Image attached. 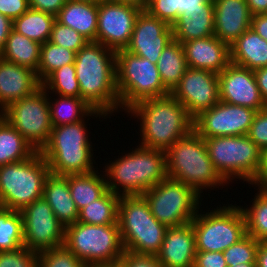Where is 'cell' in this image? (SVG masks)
I'll return each instance as SVG.
<instances>
[{
  "instance_id": "1",
  "label": "cell",
  "mask_w": 267,
  "mask_h": 267,
  "mask_svg": "<svg viewBox=\"0 0 267 267\" xmlns=\"http://www.w3.org/2000/svg\"><path fill=\"white\" fill-rule=\"evenodd\" d=\"M74 65L81 98L109 119L120 113L116 52L98 42H88L76 53Z\"/></svg>"
},
{
  "instance_id": "18",
  "label": "cell",
  "mask_w": 267,
  "mask_h": 267,
  "mask_svg": "<svg viewBox=\"0 0 267 267\" xmlns=\"http://www.w3.org/2000/svg\"><path fill=\"white\" fill-rule=\"evenodd\" d=\"M173 40V28L142 10L135 22L126 51L157 64L162 50Z\"/></svg>"
},
{
  "instance_id": "52",
  "label": "cell",
  "mask_w": 267,
  "mask_h": 267,
  "mask_svg": "<svg viewBox=\"0 0 267 267\" xmlns=\"http://www.w3.org/2000/svg\"><path fill=\"white\" fill-rule=\"evenodd\" d=\"M13 29V20L0 13V51L4 48L9 33Z\"/></svg>"
},
{
  "instance_id": "14",
  "label": "cell",
  "mask_w": 267,
  "mask_h": 267,
  "mask_svg": "<svg viewBox=\"0 0 267 267\" xmlns=\"http://www.w3.org/2000/svg\"><path fill=\"white\" fill-rule=\"evenodd\" d=\"M20 212L26 248L40 252L64 245L65 228L43 197L27 205Z\"/></svg>"
},
{
  "instance_id": "44",
  "label": "cell",
  "mask_w": 267,
  "mask_h": 267,
  "mask_svg": "<svg viewBox=\"0 0 267 267\" xmlns=\"http://www.w3.org/2000/svg\"><path fill=\"white\" fill-rule=\"evenodd\" d=\"M247 136L261 150L267 147V107L257 111Z\"/></svg>"
},
{
  "instance_id": "48",
  "label": "cell",
  "mask_w": 267,
  "mask_h": 267,
  "mask_svg": "<svg viewBox=\"0 0 267 267\" xmlns=\"http://www.w3.org/2000/svg\"><path fill=\"white\" fill-rule=\"evenodd\" d=\"M67 0H29V8L56 16Z\"/></svg>"
},
{
  "instance_id": "28",
  "label": "cell",
  "mask_w": 267,
  "mask_h": 267,
  "mask_svg": "<svg viewBox=\"0 0 267 267\" xmlns=\"http://www.w3.org/2000/svg\"><path fill=\"white\" fill-rule=\"evenodd\" d=\"M41 44L21 35L14 29L9 33L0 57L14 64L29 67L37 72Z\"/></svg>"
},
{
  "instance_id": "4",
  "label": "cell",
  "mask_w": 267,
  "mask_h": 267,
  "mask_svg": "<svg viewBox=\"0 0 267 267\" xmlns=\"http://www.w3.org/2000/svg\"><path fill=\"white\" fill-rule=\"evenodd\" d=\"M108 161L102 171L107 189L119 196L142 195L168 177L166 154L161 150L137 145L114 161Z\"/></svg>"
},
{
  "instance_id": "21",
  "label": "cell",
  "mask_w": 267,
  "mask_h": 267,
  "mask_svg": "<svg viewBox=\"0 0 267 267\" xmlns=\"http://www.w3.org/2000/svg\"><path fill=\"white\" fill-rule=\"evenodd\" d=\"M183 46L187 65L219 74L230 62V46L215 35L193 39Z\"/></svg>"
},
{
  "instance_id": "5",
  "label": "cell",
  "mask_w": 267,
  "mask_h": 267,
  "mask_svg": "<svg viewBox=\"0 0 267 267\" xmlns=\"http://www.w3.org/2000/svg\"><path fill=\"white\" fill-rule=\"evenodd\" d=\"M165 154L168 178L192 187L202 197L204 189L228 186L212 164L204 138L194 130L176 141Z\"/></svg>"
},
{
  "instance_id": "33",
  "label": "cell",
  "mask_w": 267,
  "mask_h": 267,
  "mask_svg": "<svg viewBox=\"0 0 267 267\" xmlns=\"http://www.w3.org/2000/svg\"><path fill=\"white\" fill-rule=\"evenodd\" d=\"M56 16L29 8L13 20V29L30 40L43 44L49 41Z\"/></svg>"
},
{
  "instance_id": "12",
  "label": "cell",
  "mask_w": 267,
  "mask_h": 267,
  "mask_svg": "<svg viewBox=\"0 0 267 267\" xmlns=\"http://www.w3.org/2000/svg\"><path fill=\"white\" fill-rule=\"evenodd\" d=\"M142 196L155 218L167 227L191 223L203 200L192 187L168 177Z\"/></svg>"
},
{
  "instance_id": "26",
  "label": "cell",
  "mask_w": 267,
  "mask_h": 267,
  "mask_svg": "<svg viewBox=\"0 0 267 267\" xmlns=\"http://www.w3.org/2000/svg\"><path fill=\"white\" fill-rule=\"evenodd\" d=\"M98 5L90 2L67 0L56 15V21L73 28L89 42H96Z\"/></svg>"
},
{
  "instance_id": "38",
  "label": "cell",
  "mask_w": 267,
  "mask_h": 267,
  "mask_svg": "<svg viewBox=\"0 0 267 267\" xmlns=\"http://www.w3.org/2000/svg\"><path fill=\"white\" fill-rule=\"evenodd\" d=\"M41 86L49 95L81 97L79 82L76 78L75 65L66 64L53 71ZM51 90V91H50Z\"/></svg>"
},
{
  "instance_id": "7",
  "label": "cell",
  "mask_w": 267,
  "mask_h": 267,
  "mask_svg": "<svg viewBox=\"0 0 267 267\" xmlns=\"http://www.w3.org/2000/svg\"><path fill=\"white\" fill-rule=\"evenodd\" d=\"M116 84L120 112L146 99L170 95L164 87L157 64L125 49L116 51Z\"/></svg>"
},
{
  "instance_id": "56",
  "label": "cell",
  "mask_w": 267,
  "mask_h": 267,
  "mask_svg": "<svg viewBox=\"0 0 267 267\" xmlns=\"http://www.w3.org/2000/svg\"><path fill=\"white\" fill-rule=\"evenodd\" d=\"M114 1L138 7L140 10H146L149 4L146 0H114Z\"/></svg>"
},
{
  "instance_id": "39",
  "label": "cell",
  "mask_w": 267,
  "mask_h": 267,
  "mask_svg": "<svg viewBox=\"0 0 267 267\" xmlns=\"http://www.w3.org/2000/svg\"><path fill=\"white\" fill-rule=\"evenodd\" d=\"M259 241L250 235H246L239 242L223 251L227 267H235L237 264L256 263Z\"/></svg>"
},
{
  "instance_id": "42",
  "label": "cell",
  "mask_w": 267,
  "mask_h": 267,
  "mask_svg": "<svg viewBox=\"0 0 267 267\" xmlns=\"http://www.w3.org/2000/svg\"><path fill=\"white\" fill-rule=\"evenodd\" d=\"M0 267H38V252L25 246L0 252Z\"/></svg>"
},
{
  "instance_id": "31",
  "label": "cell",
  "mask_w": 267,
  "mask_h": 267,
  "mask_svg": "<svg viewBox=\"0 0 267 267\" xmlns=\"http://www.w3.org/2000/svg\"><path fill=\"white\" fill-rule=\"evenodd\" d=\"M49 96V108L52 127L77 123L85 118L94 110L81 97Z\"/></svg>"
},
{
  "instance_id": "3",
  "label": "cell",
  "mask_w": 267,
  "mask_h": 267,
  "mask_svg": "<svg viewBox=\"0 0 267 267\" xmlns=\"http://www.w3.org/2000/svg\"><path fill=\"white\" fill-rule=\"evenodd\" d=\"M109 118L99 110H93L86 120L52 127L48 143L40 151L46 160L50 173L61 176L86 174L95 171L90 134L86 125L89 118ZM86 120V121H85ZM89 132V133H88ZM94 164V165H93ZM95 167V168H94Z\"/></svg>"
},
{
  "instance_id": "17",
  "label": "cell",
  "mask_w": 267,
  "mask_h": 267,
  "mask_svg": "<svg viewBox=\"0 0 267 267\" xmlns=\"http://www.w3.org/2000/svg\"><path fill=\"white\" fill-rule=\"evenodd\" d=\"M170 94L184 105L194 119L220 101L218 74L188 67Z\"/></svg>"
},
{
  "instance_id": "22",
  "label": "cell",
  "mask_w": 267,
  "mask_h": 267,
  "mask_svg": "<svg viewBox=\"0 0 267 267\" xmlns=\"http://www.w3.org/2000/svg\"><path fill=\"white\" fill-rule=\"evenodd\" d=\"M196 255L192 223L168 227L156 258L162 267H193Z\"/></svg>"
},
{
  "instance_id": "36",
  "label": "cell",
  "mask_w": 267,
  "mask_h": 267,
  "mask_svg": "<svg viewBox=\"0 0 267 267\" xmlns=\"http://www.w3.org/2000/svg\"><path fill=\"white\" fill-rule=\"evenodd\" d=\"M21 246H24L21 212L0 206V252Z\"/></svg>"
},
{
  "instance_id": "40",
  "label": "cell",
  "mask_w": 267,
  "mask_h": 267,
  "mask_svg": "<svg viewBox=\"0 0 267 267\" xmlns=\"http://www.w3.org/2000/svg\"><path fill=\"white\" fill-rule=\"evenodd\" d=\"M38 267H88L65 245L38 252Z\"/></svg>"
},
{
  "instance_id": "35",
  "label": "cell",
  "mask_w": 267,
  "mask_h": 267,
  "mask_svg": "<svg viewBox=\"0 0 267 267\" xmlns=\"http://www.w3.org/2000/svg\"><path fill=\"white\" fill-rule=\"evenodd\" d=\"M252 205L241 206L246 222L247 235L259 242H267V190L257 188ZM249 206V207H248Z\"/></svg>"
},
{
  "instance_id": "19",
  "label": "cell",
  "mask_w": 267,
  "mask_h": 267,
  "mask_svg": "<svg viewBox=\"0 0 267 267\" xmlns=\"http://www.w3.org/2000/svg\"><path fill=\"white\" fill-rule=\"evenodd\" d=\"M220 101L256 111L266 108L253 70L230 63L218 74Z\"/></svg>"
},
{
  "instance_id": "2",
  "label": "cell",
  "mask_w": 267,
  "mask_h": 267,
  "mask_svg": "<svg viewBox=\"0 0 267 267\" xmlns=\"http://www.w3.org/2000/svg\"><path fill=\"white\" fill-rule=\"evenodd\" d=\"M126 113L140 122L139 145L147 148L166 152L176 141L194 130V119L171 94L143 100Z\"/></svg>"
},
{
  "instance_id": "10",
  "label": "cell",
  "mask_w": 267,
  "mask_h": 267,
  "mask_svg": "<svg viewBox=\"0 0 267 267\" xmlns=\"http://www.w3.org/2000/svg\"><path fill=\"white\" fill-rule=\"evenodd\" d=\"M204 141L212 164L228 185L234 179L249 185L256 178L261 149L247 135L219 136Z\"/></svg>"
},
{
  "instance_id": "47",
  "label": "cell",
  "mask_w": 267,
  "mask_h": 267,
  "mask_svg": "<svg viewBox=\"0 0 267 267\" xmlns=\"http://www.w3.org/2000/svg\"><path fill=\"white\" fill-rule=\"evenodd\" d=\"M29 9V0H0V13L14 20Z\"/></svg>"
},
{
  "instance_id": "37",
  "label": "cell",
  "mask_w": 267,
  "mask_h": 267,
  "mask_svg": "<svg viewBox=\"0 0 267 267\" xmlns=\"http://www.w3.org/2000/svg\"><path fill=\"white\" fill-rule=\"evenodd\" d=\"M76 52L55 45L49 41L40 47V62L36 72L37 79L42 83L53 71L66 64H74Z\"/></svg>"
},
{
  "instance_id": "25",
  "label": "cell",
  "mask_w": 267,
  "mask_h": 267,
  "mask_svg": "<svg viewBox=\"0 0 267 267\" xmlns=\"http://www.w3.org/2000/svg\"><path fill=\"white\" fill-rule=\"evenodd\" d=\"M173 39L184 43L214 35V3L209 0L196 7L193 13L180 14L172 25Z\"/></svg>"
},
{
  "instance_id": "32",
  "label": "cell",
  "mask_w": 267,
  "mask_h": 267,
  "mask_svg": "<svg viewBox=\"0 0 267 267\" xmlns=\"http://www.w3.org/2000/svg\"><path fill=\"white\" fill-rule=\"evenodd\" d=\"M35 149L0 116V166L28 159Z\"/></svg>"
},
{
  "instance_id": "15",
  "label": "cell",
  "mask_w": 267,
  "mask_h": 267,
  "mask_svg": "<svg viewBox=\"0 0 267 267\" xmlns=\"http://www.w3.org/2000/svg\"><path fill=\"white\" fill-rule=\"evenodd\" d=\"M256 110L219 101L193 120L194 131L202 138L247 135Z\"/></svg>"
},
{
  "instance_id": "46",
  "label": "cell",
  "mask_w": 267,
  "mask_h": 267,
  "mask_svg": "<svg viewBox=\"0 0 267 267\" xmlns=\"http://www.w3.org/2000/svg\"><path fill=\"white\" fill-rule=\"evenodd\" d=\"M120 261L126 267H162L155 255L136 254L124 251Z\"/></svg>"
},
{
  "instance_id": "54",
  "label": "cell",
  "mask_w": 267,
  "mask_h": 267,
  "mask_svg": "<svg viewBox=\"0 0 267 267\" xmlns=\"http://www.w3.org/2000/svg\"><path fill=\"white\" fill-rule=\"evenodd\" d=\"M252 15L267 13V0H246Z\"/></svg>"
},
{
  "instance_id": "24",
  "label": "cell",
  "mask_w": 267,
  "mask_h": 267,
  "mask_svg": "<svg viewBox=\"0 0 267 267\" xmlns=\"http://www.w3.org/2000/svg\"><path fill=\"white\" fill-rule=\"evenodd\" d=\"M43 198L64 228L78 221L79 210L71 196L68 176L50 173L44 183Z\"/></svg>"
},
{
  "instance_id": "9",
  "label": "cell",
  "mask_w": 267,
  "mask_h": 267,
  "mask_svg": "<svg viewBox=\"0 0 267 267\" xmlns=\"http://www.w3.org/2000/svg\"><path fill=\"white\" fill-rule=\"evenodd\" d=\"M64 245L88 267L120 261L124 254L118 224L93 225L77 221L65 228Z\"/></svg>"
},
{
  "instance_id": "20",
  "label": "cell",
  "mask_w": 267,
  "mask_h": 267,
  "mask_svg": "<svg viewBox=\"0 0 267 267\" xmlns=\"http://www.w3.org/2000/svg\"><path fill=\"white\" fill-rule=\"evenodd\" d=\"M214 35L229 46L250 28L252 14L246 0H213Z\"/></svg>"
},
{
  "instance_id": "34",
  "label": "cell",
  "mask_w": 267,
  "mask_h": 267,
  "mask_svg": "<svg viewBox=\"0 0 267 267\" xmlns=\"http://www.w3.org/2000/svg\"><path fill=\"white\" fill-rule=\"evenodd\" d=\"M119 198V195L107 190L100 198L79 211L78 222L93 225L118 224Z\"/></svg>"
},
{
  "instance_id": "13",
  "label": "cell",
  "mask_w": 267,
  "mask_h": 267,
  "mask_svg": "<svg viewBox=\"0 0 267 267\" xmlns=\"http://www.w3.org/2000/svg\"><path fill=\"white\" fill-rule=\"evenodd\" d=\"M1 116L35 149L41 151L52 130L48 92L40 86L32 94L15 101Z\"/></svg>"
},
{
  "instance_id": "11",
  "label": "cell",
  "mask_w": 267,
  "mask_h": 267,
  "mask_svg": "<svg viewBox=\"0 0 267 267\" xmlns=\"http://www.w3.org/2000/svg\"><path fill=\"white\" fill-rule=\"evenodd\" d=\"M222 205L214 209L212 207L208 212L199 208L192 219L196 251L223 252L247 235L245 217L240 206L228 202Z\"/></svg>"
},
{
  "instance_id": "27",
  "label": "cell",
  "mask_w": 267,
  "mask_h": 267,
  "mask_svg": "<svg viewBox=\"0 0 267 267\" xmlns=\"http://www.w3.org/2000/svg\"><path fill=\"white\" fill-rule=\"evenodd\" d=\"M230 62L249 70L267 67V41L249 28L230 45Z\"/></svg>"
},
{
  "instance_id": "50",
  "label": "cell",
  "mask_w": 267,
  "mask_h": 267,
  "mask_svg": "<svg viewBox=\"0 0 267 267\" xmlns=\"http://www.w3.org/2000/svg\"><path fill=\"white\" fill-rule=\"evenodd\" d=\"M250 28L267 41V14L252 15Z\"/></svg>"
},
{
  "instance_id": "6",
  "label": "cell",
  "mask_w": 267,
  "mask_h": 267,
  "mask_svg": "<svg viewBox=\"0 0 267 267\" xmlns=\"http://www.w3.org/2000/svg\"><path fill=\"white\" fill-rule=\"evenodd\" d=\"M117 222L124 251L157 255L167 226L151 213L142 195L120 196Z\"/></svg>"
},
{
  "instance_id": "55",
  "label": "cell",
  "mask_w": 267,
  "mask_h": 267,
  "mask_svg": "<svg viewBox=\"0 0 267 267\" xmlns=\"http://www.w3.org/2000/svg\"><path fill=\"white\" fill-rule=\"evenodd\" d=\"M256 267H267V242H260L256 254Z\"/></svg>"
},
{
  "instance_id": "23",
  "label": "cell",
  "mask_w": 267,
  "mask_h": 267,
  "mask_svg": "<svg viewBox=\"0 0 267 267\" xmlns=\"http://www.w3.org/2000/svg\"><path fill=\"white\" fill-rule=\"evenodd\" d=\"M41 86L36 72L0 57V112Z\"/></svg>"
},
{
  "instance_id": "8",
  "label": "cell",
  "mask_w": 267,
  "mask_h": 267,
  "mask_svg": "<svg viewBox=\"0 0 267 267\" xmlns=\"http://www.w3.org/2000/svg\"><path fill=\"white\" fill-rule=\"evenodd\" d=\"M49 166L40 151L28 159L0 166V206L21 211L43 197Z\"/></svg>"
},
{
  "instance_id": "29",
  "label": "cell",
  "mask_w": 267,
  "mask_h": 267,
  "mask_svg": "<svg viewBox=\"0 0 267 267\" xmlns=\"http://www.w3.org/2000/svg\"><path fill=\"white\" fill-rule=\"evenodd\" d=\"M68 175V185L78 210L100 198L108 189L104 172Z\"/></svg>"
},
{
  "instance_id": "53",
  "label": "cell",
  "mask_w": 267,
  "mask_h": 267,
  "mask_svg": "<svg viewBox=\"0 0 267 267\" xmlns=\"http://www.w3.org/2000/svg\"><path fill=\"white\" fill-rule=\"evenodd\" d=\"M209 0H177V7H179V15L186 13H193L196 7Z\"/></svg>"
},
{
  "instance_id": "30",
  "label": "cell",
  "mask_w": 267,
  "mask_h": 267,
  "mask_svg": "<svg viewBox=\"0 0 267 267\" xmlns=\"http://www.w3.org/2000/svg\"><path fill=\"white\" fill-rule=\"evenodd\" d=\"M157 69L164 87L171 93L188 69L183 46L180 42L173 39L166 45L158 58Z\"/></svg>"
},
{
  "instance_id": "58",
  "label": "cell",
  "mask_w": 267,
  "mask_h": 267,
  "mask_svg": "<svg viewBox=\"0 0 267 267\" xmlns=\"http://www.w3.org/2000/svg\"><path fill=\"white\" fill-rule=\"evenodd\" d=\"M72 1H83V2H90V3H94V4H100L101 2L103 1H106V0H72Z\"/></svg>"
},
{
  "instance_id": "45",
  "label": "cell",
  "mask_w": 267,
  "mask_h": 267,
  "mask_svg": "<svg viewBox=\"0 0 267 267\" xmlns=\"http://www.w3.org/2000/svg\"><path fill=\"white\" fill-rule=\"evenodd\" d=\"M193 267H227L223 252L196 251Z\"/></svg>"
},
{
  "instance_id": "49",
  "label": "cell",
  "mask_w": 267,
  "mask_h": 267,
  "mask_svg": "<svg viewBox=\"0 0 267 267\" xmlns=\"http://www.w3.org/2000/svg\"><path fill=\"white\" fill-rule=\"evenodd\" d=\"M251 187L267 190V147L261 150V162L256 178L251 182ZM256 186V187H255Z\"/></svg>"
},
{
  "instance_id": "57",
  "label": "cell",
  "mask_w": 267,
  "mask_h": 267,
  "mask_svg": "<svg viewBox=\"0 0 267 267\" xmlns=\"http://www.w3.org/2000/svg\"><path fill=\"white\" fill-rule=\"evenodd\" d=\"M102 267H126V266L121 261H117V262H114V263H110V264L104 265Z\"/></svg>"
},
{
  "instance_id": "41",
  "label": "cell",
  "mask_w": 267,
  "mask_h": 267,
  "mask_svg": "<svg viewBox=\"0 0 267 267\" xmlns=\"http://www.w3.org/2000/svg\"><path fill=\"white\" fill-rule=\"evenodd\" d=\"M49 42L70 49L74 52H78L89 41L84 38L80 33L73 28L64 26L55 21L49 38Z\"/></svg>"
},
{
  "instance_id": "43",
  "label": "cell",
  "mask_w": 267,
  "mask_h": 267,
  "mask_svg": "<svg viewBox=\"0 0 267 267\" xmlns=\"http://www.w3.org/2000/svg\"><path fill=\"white\" fill-rule=\"evenodd\" d=\"M146 11L154 17L165 21L172 26L179 18V7L177 0H152Z\"/></svg>"
},
{
  "instance_id": "16",
  "label": "cell",
  "mask_w": 267,
  "mask_h": 267,
  "mask_svg": "<svg viewBox=\"0 0 267 267\" xmlns=\"http://www.w3.org/2000/svg\"><path fill=\"white\" fill-rule=\"evenodd\" d=\"M141 11L138 7L114 0L98 4L96 42L115 52L125 49L130 43L136 19Z\"/></svg>"
},
{
  "instance_id": "51",
  "label": "cell",
  "mask_w": 267,
  "mask_h": 267,
  "mask_svg": "<svg viewBox=\"0 0 267 267\" xmlns=\"http://www.w3.org/2000/svg\"><path fill=\"white\" fill-rule=\"evenodd\" d=\"M261 97L267 107V67L253 70Z\"/></svg>"
},
{
  "instance_id": "59",
  "label": "cell",
  "mask_w": 267,
  "mask_h": 267,
  "mask_svg": "<svg viewBox=\"0 0 267 267\" xmlns=\"http://www.w3.org/2000/svg\"><path fill=\"white\" fill-rule=\"evenodd\" d=\"M235 267H256V263L237 264Z\"/></svg>"
}]
</instances>
